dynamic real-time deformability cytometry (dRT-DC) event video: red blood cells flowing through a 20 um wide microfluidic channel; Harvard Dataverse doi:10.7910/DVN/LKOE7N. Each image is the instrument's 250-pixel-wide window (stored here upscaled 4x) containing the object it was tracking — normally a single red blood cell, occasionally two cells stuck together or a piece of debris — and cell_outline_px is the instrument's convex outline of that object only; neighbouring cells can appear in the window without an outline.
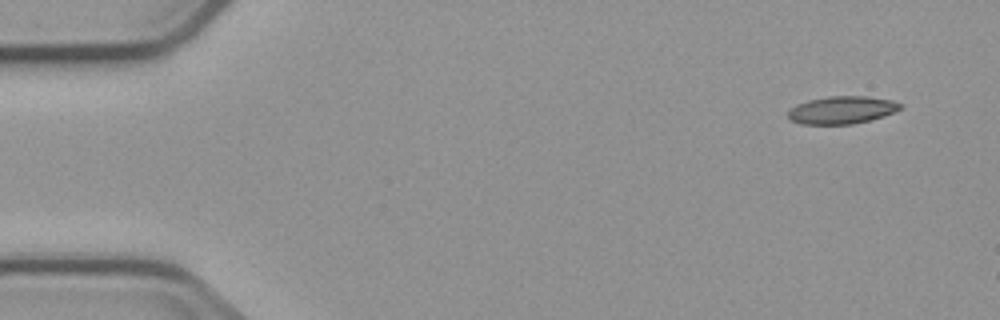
{"species": "common noctule bat (a hibernating species)", "species_latin": "Nyctalus noctula", "temperature_condition": "cold", "stored_images_in_passage": 5, "camera_frame_rate_fps": 3000, "um_per_image_px": 0.085, "animal": {"sex": "male", "body_mass_g": 23.1, "forearm_length_mm": 52.7}, "frame": {"image": 1, "passage_image": 1, "time_ms": 0.0, "image_size_px": [1000, 320], "cell_outline_px": [[904, 104], [900, 108], [884, 116], [852, 124], [800, 124], [792, 120], [788, 116], [788, 108], [796, 104], [808, 100], [828, 96], [868, 96], [892, 100]], "centroid_in_image_um": [71.53, 9.34], "position_along_channel_um": 13.5, "area_um2": 18.09}}
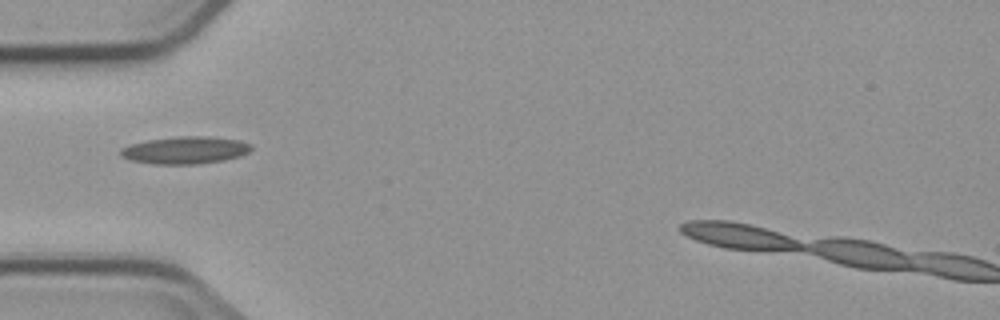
{"frame": {"image": 2, "passage_image": 5, "time_ms": 4.667, "image_size_px": [1000, 320], "cell_outline_px": [[252, 148], [248, 152], [240, 156], [224, 160], [196, 164], [152, 164], [128, 160], [120, 156], [120, 148], [132, 144], [148, 140], [180, 136], [208, 136], [240, 140], [252, 144]], "centroid_in_image_um": [15.73, 12.77], "position_along_channel_um": 69.3, "area_um2": 20.92}}